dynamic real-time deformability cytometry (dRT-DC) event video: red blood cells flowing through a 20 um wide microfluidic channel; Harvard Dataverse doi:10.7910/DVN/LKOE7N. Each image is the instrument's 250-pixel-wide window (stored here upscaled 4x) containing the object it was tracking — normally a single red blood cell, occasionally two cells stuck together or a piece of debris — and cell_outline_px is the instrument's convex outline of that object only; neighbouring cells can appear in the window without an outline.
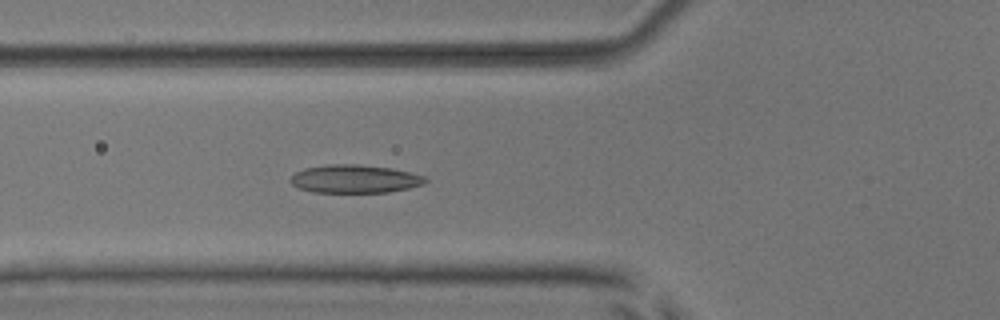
{"species": "common noctule bat (a hibernating species)", "species_latin": "Nyctalus noctula", "temperature_condition": "room temperature", "stored_images_in_passage": 31, "camera_frame_rate_fps": 3000, "um_per_image_px": 0.085, "animal": {"sex": "male", "body_mass_g": 17.9, "forearm_length_mm": 54.2}, "frame": {"image": 1, "passage_image": 5, "time_ms": 1.333, "image_size_px": [1000, 320], "cell_outline_px": [[428, 180], [424, 184], [408, 188], [388, 192], [312, 192], [300, 188], [292, 184], [288, 180], [296, 172], [304, 168], [328, 164], [356, 164], [392, 168], [424, 176]], "centroid_in_image_um": [30.14, 15.2], "position_along_channel_um": 95.7, "area_um2": 22.08}}
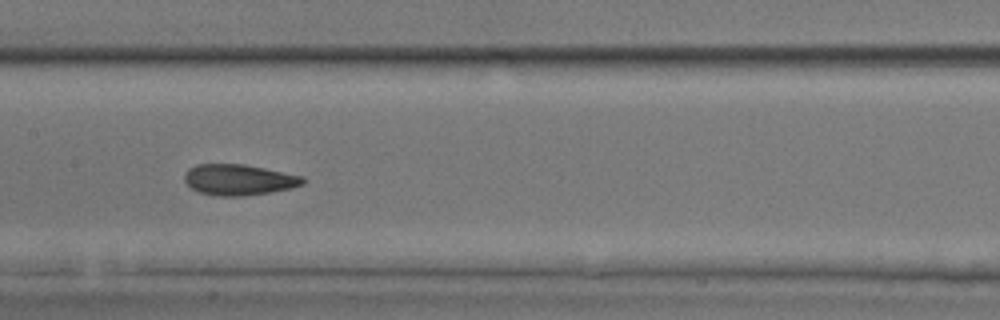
{"frame": {"image": 2, "passage_image": 12, "time_ms": 3.667, "image_size_px": [1000, 320], "cell_outline_px": [[308, 180], [304, 184], [292, 188], [244, 196], [216, 196], [200, 192], [192, 188], [184, 180], [184, 172], [188, 168], [196, 164], [244, 164], [304, 176]], "centroid_in_image_um": [20.31, 15.27], "position_along_channel_um": 187.1, "area_um2": 21.44}}
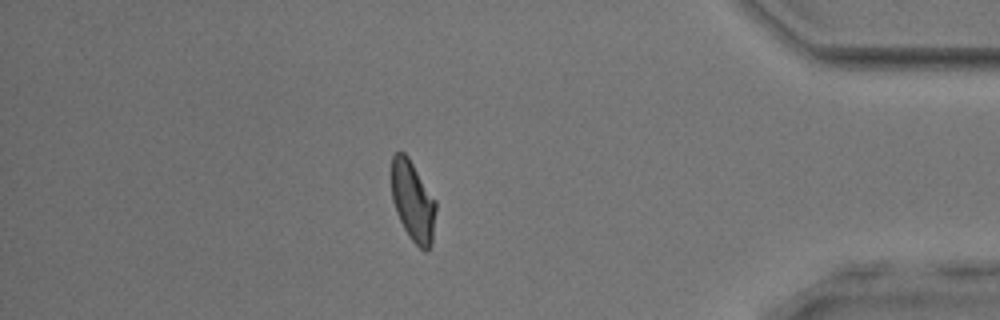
{"frame": {"image": 3, "passage_image": 31, "time_ms": 10.0, "image_size_px": [1000, 320], "cell_outline_px": [[436, 208], [432, 244], [424, 252], [408, 236], [396, 212], [392, 200], [392, 156], [396, 152], [404, 152], [408, 156], [436, 200]], "centroid_in_image_um": [35.1, 17.11], "position_along_channel_um": 400.1, "area_um2": 20.75}, "authors_computed_cell_mechanics": {"area_um2": 21.4438, "velocity_mm_per_s": 3.9198, "shape_relaxation_time_tau1_ms": 3.8465, "shape_relaxation_time_tau2_ms": 1.5721, "deformation_change_tau1": 0.1293, "deformation_change_tau2": 0.0744}}